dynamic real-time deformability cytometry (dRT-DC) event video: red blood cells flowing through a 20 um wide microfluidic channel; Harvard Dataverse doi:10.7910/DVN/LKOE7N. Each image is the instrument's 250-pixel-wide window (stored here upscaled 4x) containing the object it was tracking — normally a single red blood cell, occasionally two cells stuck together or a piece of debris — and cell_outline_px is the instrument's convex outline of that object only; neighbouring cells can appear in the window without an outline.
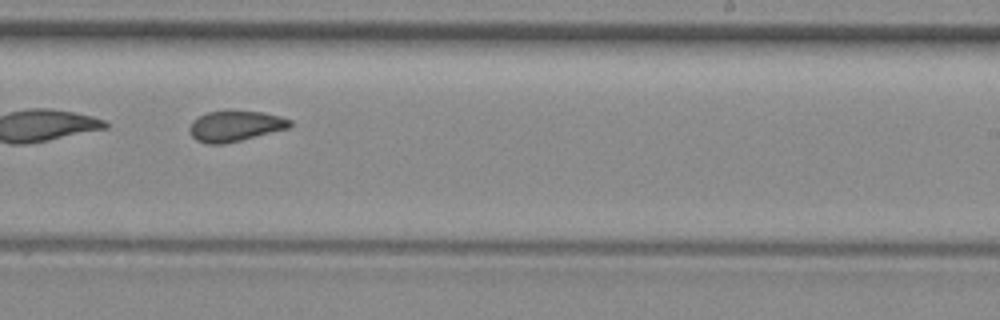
{"species": "common noctule bat (a hibernating species)", "species_latin": "Nyctalus noctula", "temperature_condition": "room temperature", "stored_images_in_passage": 35, "camera_frame_rate_fps": 3000, "um_per_image_px": 0.085, "animal": {"sex": "female", "body_mass_g": 29.2, "forearm_length_mm": 56.3}, "frame": {"image": 1, "passage_image": 16, "time_ms": 5.0, "image_size_px": [1000, 320], "cell_outline_px": [[292, 124], [288, 128], [224, 144], [204, 144], [196, 140], [188, 132], [188, 128], [192, 120], [208, 112], [264, 112], [280, 116], [292, 120]], "centroid_in_image_um": [19.96, 10.73], "position_along_channel_um": 269.0, "area_um2": 17.69}}